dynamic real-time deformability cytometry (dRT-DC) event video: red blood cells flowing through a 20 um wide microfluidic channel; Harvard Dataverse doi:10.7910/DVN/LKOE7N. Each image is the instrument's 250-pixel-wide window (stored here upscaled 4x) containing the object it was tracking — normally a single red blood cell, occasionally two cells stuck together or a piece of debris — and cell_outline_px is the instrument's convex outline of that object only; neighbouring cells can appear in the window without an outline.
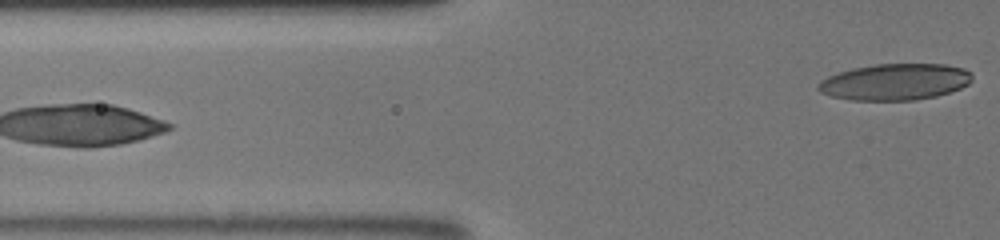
{"species": "human", "species_latin": "Homo sapiens", "temperature_condition": "room temperature", "stored_images_in_passage": 13, "segment_of_instrument_passage": [2, 2], "camera_frame_rate_fps": 3000, "um_per_image_px": 0.085, "donor": {"sex": "male"}, "frame": {"image": 1, "passage_image": 13, "time_ms": 6.333, "image_size_px": [1000, 240], "cell_outline_px": [[972, 80], [968, 84], [960, 88], [936, 96], [912, 100], [852, 100], [832, 96], [820, 92], [816, 88], [816, 84], [820, 80], [828, 76], [852, 68], [876, 64], [944, 64], [964, 68], [972, 72]], "centroid_in_image_um": [76.07, 6.95], "position_along_channel_um": 49.7, "area_um2": 32.71}}